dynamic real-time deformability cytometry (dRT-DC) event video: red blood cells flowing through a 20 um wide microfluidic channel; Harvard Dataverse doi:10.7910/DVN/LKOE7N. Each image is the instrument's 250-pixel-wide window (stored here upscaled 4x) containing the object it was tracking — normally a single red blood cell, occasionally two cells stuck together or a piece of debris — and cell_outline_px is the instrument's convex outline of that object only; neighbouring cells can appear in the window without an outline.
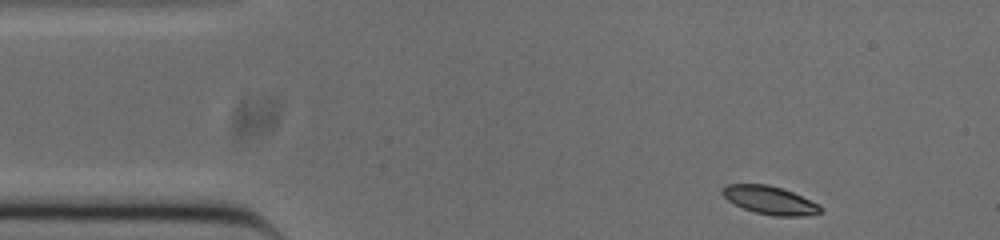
{"species": "common noctule bat (a hibernating species)", "species_latin": "Nyctalus noctula", "temperature_condition": "cold", "stored_images_in_passage": 48, "camera_frame_rate_fps": 3000, "um_per_image_px": 0.085, "animal": {"sex": "male", "body_mass_g": 20.0, "forearm_length_mm": 53.3}, "frame": {"image": 1, "passage_image": 1, "time_ms": 0.0, "image_size_px": [1000, 240], "cell_outline_px": [[820, 212], [808, 216], [776, 216], [756, 212], [744, 208], [728, 200], [720, 192], [720, 188], [724, 184], [768, 184], [792, 192], [820, 204]], "centroid_in_image_um": [65.41, 17.0], "position_along_channel_um": 19.6, "area_um2": 16.01}}
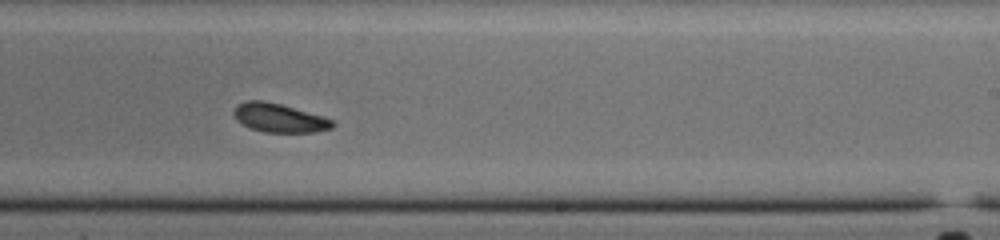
{"frame": {"image": 2, "passage_image": 26, "time_ms": 8.333, "image_size_px": [1000, 240], "cell_outline_px": [[336, 124], [332, 128], [312, 132], [264, 132], [252, 128], [236, 120], [232, 112], [236, 104], [244, 100], [264, 100], [280, 104], [324, 116], [332, 120]], "centroid_in_image_um": [23.71, 10.0], "position_along_channel_um": 265.3, "area_um2": 16.59}}
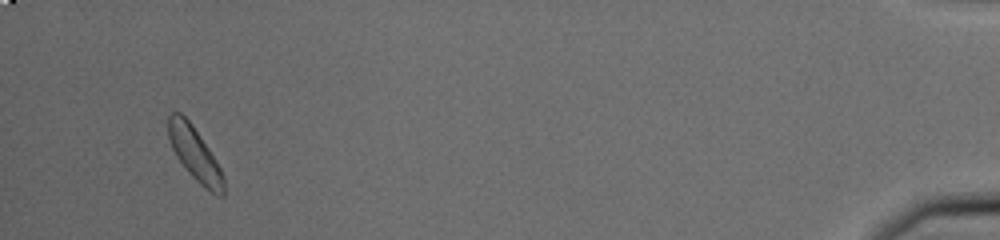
{"frame": {"image": 3, "passage_image": 45, "time_ms": 14.667, "image_size_px": [1000, 240], "cell_outline_px": [[224, 196], [216, 196], [204, 188], [188, 172], [176, 156], [172, 148], [168, 136], [168, 116], [172, 112], [180, 112], [192, 124], [216, 160], [224, 176]], "centroid_in_image_um": [16.56, 13.1], "position_along_channel_um": 418.6, "area_um2": 17.17}, "authors_computed_cell_mechanics": {"area_um2": 16.7042, "velocity_mm_per_s": 3.7995, "shape_relaxation_time_tau1_ms": 2.8136, "shape_relaxation_time_tau2_ms": null, "deformation_change_tau1": 0.0661, "deformation_change_tau2": null}}